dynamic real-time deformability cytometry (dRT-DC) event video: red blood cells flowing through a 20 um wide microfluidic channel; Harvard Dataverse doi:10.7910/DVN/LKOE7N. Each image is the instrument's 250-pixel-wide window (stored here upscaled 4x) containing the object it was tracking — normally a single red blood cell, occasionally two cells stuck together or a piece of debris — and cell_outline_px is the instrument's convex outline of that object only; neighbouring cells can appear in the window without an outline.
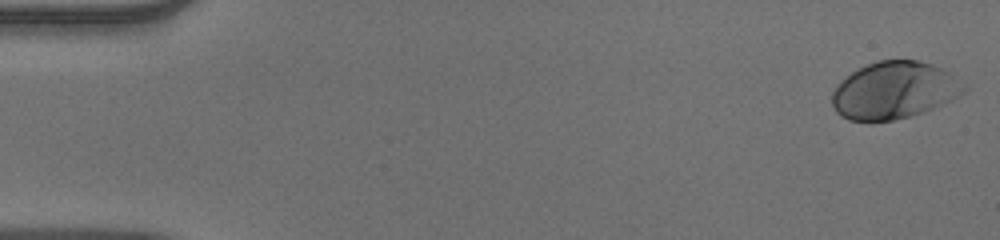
{"species": "human", "species_latin": "Homo sapiens", "temperature_condition": "warm", "stored_images_in_passage": 52, "camera_frame_rate_fps": 3000, "um_per_image_px": 0.085, "donor": {"sex": "male"}, "frame": {"image": 1, "passage_image": 1, "time_ms": 0.0, "image_size_px": [1000, 240], "cell_outline_px": [[968, 88], [964, 92], [924, 112], [892, 120], [848, 120], [840, 116], [836, 112], [832, 104], [832, 92], [840, 80], [852, 72], [876, 60], [916, 60], [932, 64], [948, 72]], "centroid_in_image_um": [75.95, 7.67], "position_along_channel_um": 9.0, "area_um2": 43.35}}
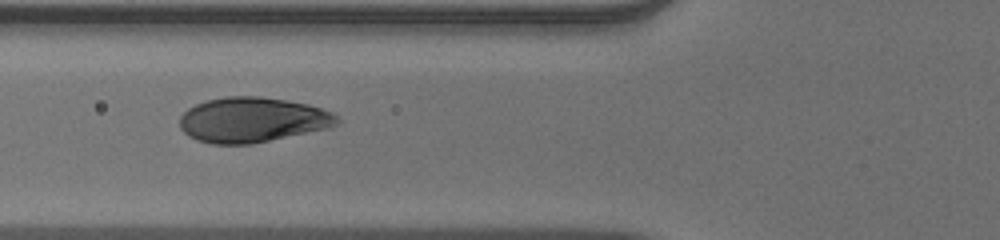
{"frame": {"image": 2, "passage_image": 20, "time_ms": 6.333, "image_size_px": [1000, 240], "cell_outline_px": [[340, 120], [336, 124], [328, 128], [252, 144], [212, 144], [196, 140], [188, 136], [180, 128], [180, 116], [188, 108], [196, 104], [208, 100], [228, 96], [260, 96], [308, 104], [332, 112]], "centroid_in_image_um": [21.42, 10.19], "position_along_channel_um": 104.4, "area_um2": 41.21}}
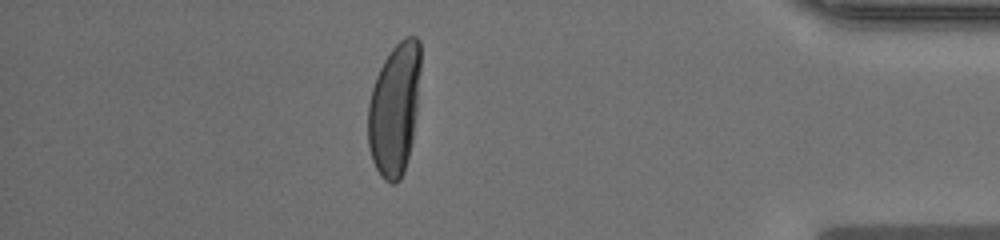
{"frame": {"image": 3, "passage_image": 46, "time_ms": 15.0, "image_size_px": [1000, 240], "cell_outline_px": [[420, 72], [416, 116], [412, 140], [404, 172], [400, 180], [396, 184], [392, 184], [384, 180], [380, 176], [372, 160], [368, 144], [368, 104], [372, 88], [376, 76], [384, 60], [392, 48], [404, 36], [416, 36], [420, 40]], "centroid_in_image_um": [33.53, 9.27], "position_along_channel_um": 401.7, "area_um2": 40.81}, "authors_computed_cell_mechanics": {"area_um2": 42.1362, "velocity_mm_per_s": 3.875, "shape_relaxation_time_tau1_ms": 3.317, "shape_relaxation_time_tau2_ms": null, "deformation_change_tau1": 0.2043, "deformation_change_tau2": null}}